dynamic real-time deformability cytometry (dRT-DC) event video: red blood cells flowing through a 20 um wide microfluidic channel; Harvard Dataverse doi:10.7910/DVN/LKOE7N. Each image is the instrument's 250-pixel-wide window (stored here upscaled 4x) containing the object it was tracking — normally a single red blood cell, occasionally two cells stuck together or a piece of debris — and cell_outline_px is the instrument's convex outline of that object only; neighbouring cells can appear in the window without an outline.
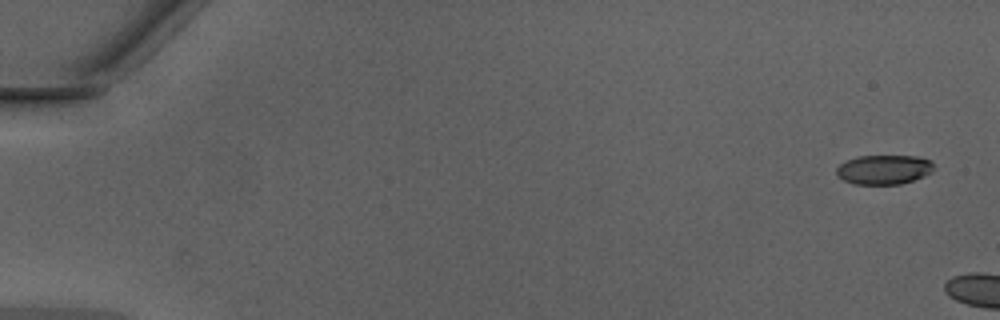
{"species": "Egyptian fruit bat (a non-hibernating species)", "species_latin": "Rousettus aegyptiacus", "temperature_condition": "warm", "stored_images_in_passage": 9, "camera_frame_rate_fps": 3000, "um_per_image_px": 0.085, "animal": {"sex": "male"}, "frame": {"image": 1, "passage_image": 1, "time_ms": 0.0, "image_size_px": [1000, 320], "cell_outline_px": [[932, 172], [924, 176], [900, 184], [852, 184], [844, 180], [836, 172], [836, 168], [840, 164], [856, 156], [916, 156], [932, 160]], "centroid_in_image_um": [75.13, 14.41], "position_along_channel_um": 9.9, "area_um2": 16.59}}